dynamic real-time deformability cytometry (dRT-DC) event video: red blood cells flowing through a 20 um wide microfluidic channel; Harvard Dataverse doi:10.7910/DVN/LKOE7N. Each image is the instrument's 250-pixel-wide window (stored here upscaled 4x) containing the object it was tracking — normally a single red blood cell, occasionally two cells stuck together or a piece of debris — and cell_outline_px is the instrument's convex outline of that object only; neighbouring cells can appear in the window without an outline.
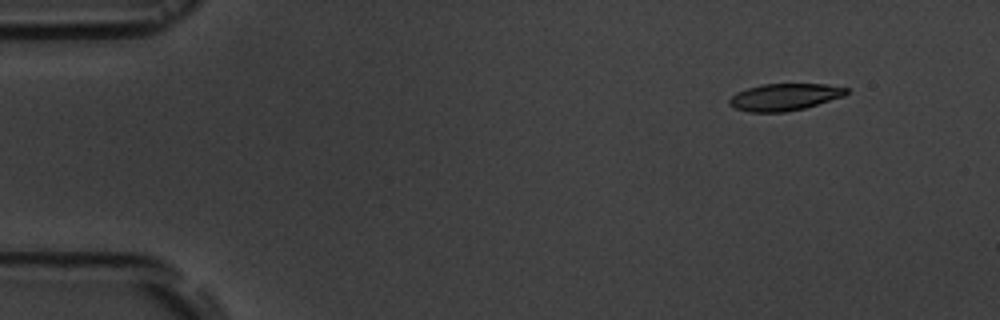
{"species": "common noctule bat (a hibernating species)", "species_latin": "Nyctalus noctula", "temperature_condition": "room temperature", "stored_images_in_passage": 2, "camera_frame_rate_fps": 3000, "um_per_image_px": 0.085, "animal": {"sex": "male", "body_mass_g": 19.5, "forearm_length_mm": 54.6}, "frame": {"image": 1, "passage_image": 2, "time_ms": 1.0, "image_size_px": [1000, 320], "cell_outline_px": [[848, 92], [844, 96], [804, 108], [784, 112], [748, 112], [736, 108], [728, 104], [728, 100], [736, 92], [760, 84], [824, 84], [848, 88]], "centroid_in_image_um": [66.66, 8.24], "position_along_channel_um": 18.3, "area_um2": 18.32}}